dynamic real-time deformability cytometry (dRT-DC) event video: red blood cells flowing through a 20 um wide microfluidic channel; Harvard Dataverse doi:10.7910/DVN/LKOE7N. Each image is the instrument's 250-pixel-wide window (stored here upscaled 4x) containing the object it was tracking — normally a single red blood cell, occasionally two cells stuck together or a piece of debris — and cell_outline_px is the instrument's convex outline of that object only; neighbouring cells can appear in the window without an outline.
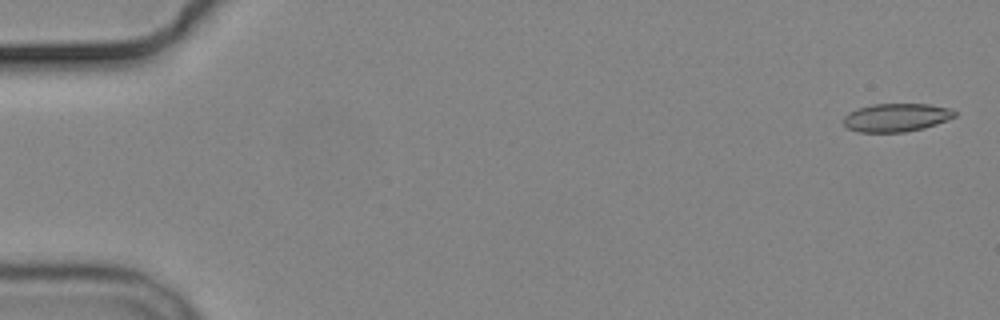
{"species": "common noctule bat (a hibernating species)", "species_latin": "Nyctalus noctula", "temperature_condition": "cold", "stored_images_in_passage": 5, "camera_frame_rate_fps": 3000, "um_per_image_px": 0.085, "animal": {"sex": "male", "body_mass_g": 19.2, "forearm_length_mm": 51.8}, "frame": {"image": 1, "passage_image": 1, "time_ms": 0.0, "image_size_px": [1000, 320], "cell_outline_px": [[956, 116], [948, 120], [924, 128], [904, 132], [860, 132], [848, 128], [844, 124], [844, 116], [848, 112], [872, 104], [928, 104], [948, 108], [956, 112]], "centroid_in_image_um": [76.19, 9.99], "position_along_channel_um": 8.8, "area_um2": 18.21}}
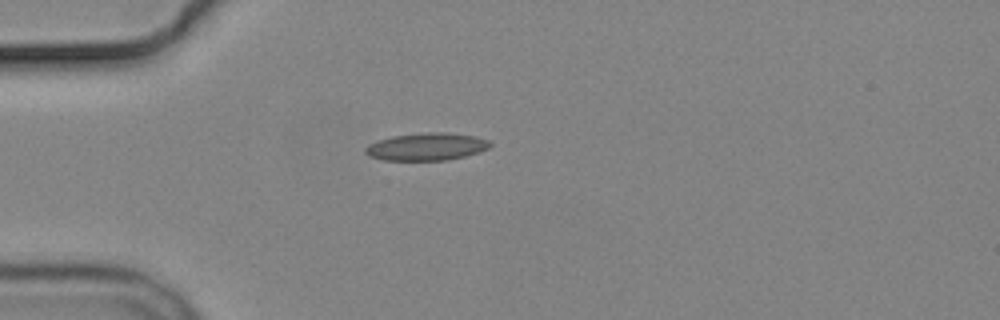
{"frame": {"image": 2, "passage_image": 5, "time_ms": 4.667, "image_size_px": [1000, 320], "cell_outline_px": [[492, 144], [488, 148], [480, 152], [448, 160], [384, 160], [368, 156], [364, 152], [364, 148], [368, 144], [392, 136], [424, 132], [448, 132], [476, 136], [488, 140]], "centroid_in_image_um": [36.26, 12.46], "position_along_channel_um": 48.7, "area_um2": 20.11}}